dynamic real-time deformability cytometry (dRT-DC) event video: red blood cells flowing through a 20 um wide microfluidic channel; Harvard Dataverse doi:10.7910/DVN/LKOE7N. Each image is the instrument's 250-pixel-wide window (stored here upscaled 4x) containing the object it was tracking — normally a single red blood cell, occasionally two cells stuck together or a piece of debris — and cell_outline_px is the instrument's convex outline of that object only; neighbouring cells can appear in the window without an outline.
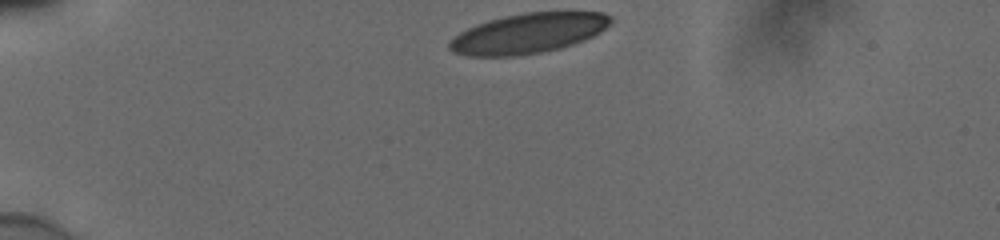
{"species": "human", "species_latin": "Homo sapiens", "temperature_condition": "cold", "stored_images_in_passage": 34, "camera_frame_rate_fps": 3000, "um_per_image_px": 0.085, "donor": {"sex": "male"}, "frame": {"image": 1, "passage_image": 1, "time_ms": 0.0, "image_size_px": [1000, 240], "cell_outline_px": [[612, 20], [600, 32], [592, 36], [572, 44], [540, 52], [516, 56], [468, 56], [452, 52], [448, 48], [448, 40], [460, 32], [476, 24], [488, 20], [504, 16], [524, 12], [604, 12], [612, 16]], "centroid_in_image_um": [44.84, 2.82], "position_along_channel_um": 40.2, "area_um2": 37.45}}
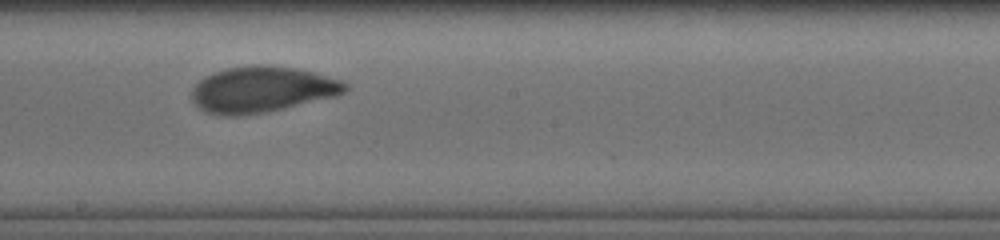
{"frame": {"image": 2, "passage_image": 20, "time_ms": 6.333, "image_size_px": [1000, 240], "cell_outline_px": [[348, 88], [344, 92], [332, 96], [264, 112], [236, 116], [228, 116], [208, 112], [200, 108], [192, 100], [192, 88], [204, 76], [212, 72], [228, 68], [256, 64], [268, 64], [292, 68], [312, 72], [344, 80], [348, 84]], "centroid_in_image_um": [22.24, 7.58], "position_along_channel_um": 226.0, "area_um2": 40.58}}
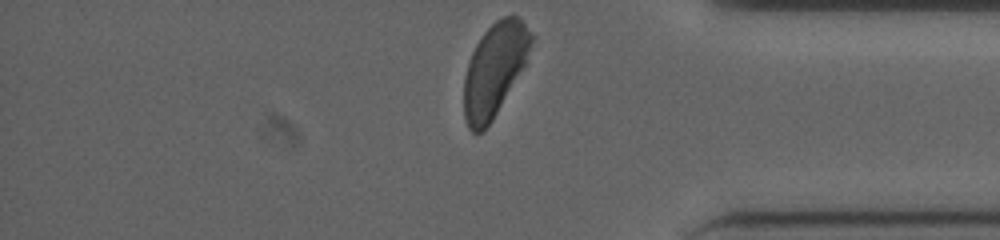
{"frame": {"image": 3, "passage_image": 34, "time_ms": 11.0, "image_size_px": [1000, 240], "cell_outline_px": [[536, 36], [524, 64], [492, 120], [484, 132], [472, 132], [468, 128], [464, 116], [464, 76], [472, 52], [476, 44], [484, 32], [496, 20], [504, 16], [516, 16]], "centroid_in_image_um": [42.02, 5.91], "position_along_channel_um": 393.2, "area_um2": 35.89}, "authors_computed_cell_mechanics": {"area_um2": 39.6508, "velocity_mm_per_s": 3.8372, "shape_relaxation_time_tau1_ms": 3.3521, "shape_relaxation_time_tau2_ms": 1.0509, "deformation_change_tau1": 0.1591, "deformation_change_tau2": 0.0585}}